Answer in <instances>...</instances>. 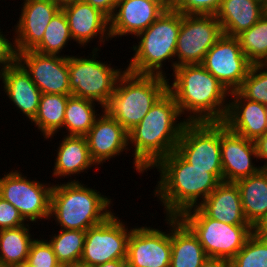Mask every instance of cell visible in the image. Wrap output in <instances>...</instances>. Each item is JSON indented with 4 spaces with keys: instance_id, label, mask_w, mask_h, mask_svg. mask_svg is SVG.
<instances>
[{
    "instance_id": "obj_20",
    "label": "cell",
    "mask_w": 267,
    "mask_h": 267,
    "mask_svg": "<svg viewBox=\"0 0 267 267\" xmlns=\"http://www.w3.org/2000/svg\"><path fill=\"white\" fill-rule=\"evenodd\" d=\"M94 121L85 135L91 159L96 165L103 164L112 157L119 156L129 145L128 132L105 110Z\"/></svg>"
},
{
    "instance_id": "obj_38",
    "label": "cell",
    "mask_w": 267,
    "mask_h": 267,
    "mask_svg": "<svg viewBox=\"0 0 267 267\" xmlns=\"http://www.w3.org/2000/svg\"><path fill=\"white\" fill-rule=\"evenodd\" d=\"M19 211L0 196V230L26 225Z\"/></svg>"
},
{
    "instance_id": "obj_23",
    "label": "cell",
    "mask_w": 267,
    "mask_h": 267,
    "mask_svg": "<svg viewBox=\"0 0 267 267\" xmlns=\"http://www.w3.org/2000/svg\"><path fill=\"white\" fill-rule=\"evenodd\" d=\"M4 92L29 120H33L39 108L41 91L31 80L29 73L16 61L3 71Z\"/></svg>"
},
{
    "instance_id": "obj_39",
    "label": "cell",
    "mask_w": 267,
    "mask_h": 267,
    "mask_svg": "<svg viewBox=\"0 0 267 267\" xmlns=\"http://www.w3.org/2000/svg\"><path fill=\"white\" fill-rule=\"evenodd\" d=\"M2 33L0 29V69L5 71L17 61V52L14 41H9Z\"/></svg>"
},
{
    "instance_id": "obj_14",
    "label": "cell",
    "mask_w": 267,
    "mask_h": 267,
    "mask_svg": "<svg viewBox=\"0 0 267 267\" xmlns=\"http://www.w3.org/2000/svg\"><path fill=\"white\" fill-rule=\"evenodd\" d=\"M17 61L29 73L42 94L71 96L67 55L41 54L27 50L17 52Z\"/></svg>"
},
{
    "instance_id": "obj_37",
    "label": "cell",
    "mask_w": 267,
    "mask_h": 267,
    "mask_svg": "<svg viewBox=\"0 0 267 267\" xmlns=\"http://www.w3.org/2000/svg\"><path fill=\"white\" fill-rule=\"evenodd\" d=\"M27 262L34 267H62L48 240L43 238L32 242Z\"/></svg>"
},
{
    "instance_id": "obj_7",
    "label": "cell",
    "mask_w": 267,
    "mask_h": 267,
    "mask_svg": "<svg viewBox=\"0 0 267 267\" xmlns=\"http://www.w3.org/2000/svg\"><path fill=\"white\" fill-rule=\"evenodd\" d=\"M198 237L207 257L230 261L253 233L250 225H230L207 217L198 207L179 217Z\"/></svg>"
},
{
    "instance_id": "obj_10",
    "label": "cell",
    "mask_w": 267,
    "mask_h": 267,
    "mask_svg": "<svg viewBox=\"0 0 267 267\" xmlns=\"http://www.w3.org/2000/svg\"><path fill=\"white\" fill-rule=\"evenodd\" d=\"M46 185L12 170L0 177V196L10 202L24 220L36 223L38 219H50L53 184Z\"/></svg>"
},
{
    "instance_id": "obj_44",
    "label": "cell",
    "mask_w": 267,
    "mask_h": 267,
    "mask_svg": "<svg viewBox=\"0 0 267 267\" xmlns=\"http://www.w3.org/2000/svg\"><path fill=\"white\" fill-rule=\"evenodd\" d=\"M126 259H117L105 262L104 264L97 265L95 267H125Z\"/></svg>"
},
{
    "instance_id": "obj_27",
    "label": "cell",
    "mask_w": 267,
    "mask_h": 267,
    "mask_svg": "<svg viewBox=\"0 0 267 267\" xmlns=\"http://www.w3.org/2000/svg\"><path fill=\"white\" fill-rule=\"evenodd\" d=\"M235 183L240 192L245 218L253 228L267 213V168Z\"/></svg>"
},
{
    "instance_id": "obj_15",
    "label": "cell",
    "mask_w": 267,
    "mask_h": 267,
    "mask_svg": "<svg viewBox=\"0 0 267 267\" xmlns=\"http://www.w3.org/2000/svg\"><path fill=\"white\" fill-rule=\"evenodd\" d=\"M170 232L141 226L135 227L128 240L126 264L132 267H170L171 217H166Z\"/></svg>"
},
{
    "instance_id": "obj_41",
    "label": "cell",
    "mask_w": 267,
    "mask_h": 267,
    "mask_svg": "<svg viewBox=\"0 0 267 267\" xmlns=\"http://www.w3.org/2000/svg\"><path fill=\"white\" fill-rule=\"evenodd\" d=\"M254 142L258 155L257 159H264L265 164L263 165V167L267 168V132L262 136L258 137Z\"/></svg>"
},
{
    "instance_id": "obj_47",
    "label": "cell",
    "mask_w": 267,
    "mask_h": 267,
    "mask_svg": "<svg viewBox=\"0 0 267 267\" xmlns=\"http://www.w3.org/2000/svg\"><path fill=\"white\" fill-rule=\"evenodd\" d=\"M264 6V12L267 15V0H265V2L263 3Z\"/></svg>"
},
{
    "instance_id": "obj_17",
    "label": "cell",
    "mask_w": 267,
    "mask_h": 267,
    "mask_svg": "<svg viewBox=\"0 0 267 267\" xmlns=\"http://www.w3.org/2000/svg\"><path fill=\"white\" fill-rule=\"evenodd\" d=\"M169 0H119L110 17V35H135L147 29L168 7Z\"/></svg>"
},
{
    "instance_id": "obj_42",
    "label": "cell",
    "mask_w": 267,
    "mask_h": 267,
    "mask_svg": "<svg viewBox=\"0 0 267 267\" xmlns=\"http://www.w3.org/2000/svg\"><path fill=\"white\" fill-rule=\"evenodd\" d=\"M253 232L260 238L267 239V213L265 216L253 227Z\"/></svg>"
},
{
    "instance_id": "obj_30",
    "label": "cell",
    "mask_w": 267,
    "mask_h": 267,
    "mask_svg": "<svg viewBox=\"0 0 267 267\" xmlns=\"http://www.w3.org/2000/svg\"><path fill=\"white\" fill-rule=\"evenodd\" d=\"M96 103L80 97L70 96L64 115L63 128L66 135L85 136L99 116L95 110ZM98 115V116H97Z\"/></svg>"
},
{
    "instance_id": "obj_8",
    "label": "cell",
    "mask_w": 267,
    "mask_h": 267,
    "mask_svg": "<svg viewBox=\"0 0 267 267\" xmlns=\"http://www.w3.org/2000/svg\"><path fill=\"white\" fill-rule=\"evenodd\" d=\"M98 51L99 48H93L92 58L68 55L69 86L72 96L96 101L104 110L125 70L98 61Z\"/></svg>"
},
{
    "instance_id": "obj_11",
    "label": "cell",
    "mask_w": 267,
    "mask_h": 267,
    "mask_svg": "<svg viewBox=\"0 0 267 267\" xmlns=\"http://www.w3.org/2000/svg\"><path fill=\"white\" fill-rule=\"evenodd\" d=\"M113 214L86 231L79 267H95L105 262L127 258L130 230Z\"/></svg>"
},
{
    "instance_id": "obj_18",
    "label": "cell",
    "mask_w": 267,
    "mask_h": 267,
    "mask_svg": "<svg viewBox=\"0 0 267 267\" xmlns=\"http://www.w3.org/2000/svg\"><path fill=\"white\" fill-rule=\"evenodd\" d=\"M23 1L19 21L14 25V38H12L16 52L33 50L41 42L52 17L61 9L58 3L51 0Z\"/></svg>"
},
{
    "instance_id": "obj_26",
    "label": "cell",
    "mask_w": 267,
    "mask_h": 267,
    "mask_svg": "<svg viewBox=\"0 0 267 267\" xmlns=\"http://www.w3.org/2000/svg\"><path fill=\"white\" fill-rule=\"evenodd\" d=\"M63 140L57 148L54 170L52 176L55 178L76 176L97 166L91 159L87 139L85 136L64 135Z\"/></svg>"
},
{
    "instance_id": "obj_9",
    "label": "cell",
    "mask_w": 267,
    "mask_h": 267,
    "mask_svg": "<svg viewBox=\"0 0 267 267\" xmlns=\"http://www.w3.org/2000/svg\"><path fill=\"white\" fill-rule=\"evenodd\" d=\"M175 151L195 168L223 173L220 148V122H188Z\"/></svg>"
},
{
    "instance_id": "obj_13",
    "label": "cell",
    "mask_w": 267,
    "mask_h": 267,
    "mask_svg": "<svg viewBox=\"0 0 267 267\" xmlns=\"http://www.w3.org/2000/svg\"><path fill=\"white\" fill-rule=\"evenodd\" d=\"M201 65L229 92L237 91L252 66L237 37L222 35L208 50Z\"/></svg>"
},
{
    "instance_id": "obj_4",
    "label": "cell",
    "mask_w": 267,
    "mask_h": 267,
    "mask_svg": "<svg viewBox=\"0 0 267 267\" xmlns=\"http://www.w3.org/2000/svg\"><path fill=\"white\" fill-rule=\"evenodd\" d=\"M97 191L77 179L53 185L50 218L54 217L61 229L81 231L102 223L113 214L109 208L112 199Z\"/></svg>"
},
{
    "instance_id": "obj_49",
    "label": "cell",
    "mask_w": 267,
    "mask_h": 267,
    "mask_svg": "<svg viewBox=\"0 0 267 267\" xmlns=\"http://www.w3.org/2000/svg\"><path fill=\"white\" fill-rule=\"evenodd\" d=\"M3 77V71L0 69V80L2 79Z\"/></svg>"
},
{
    "instance_id": "obj_6",
    "label": "cell",
    "mask_w": 267,
    "mask_h": 267,
    "mask_svg": "<svg viewBox=\"0 0 267 267\" xmlns=\"http://www.w3.org/2000/svg\"><path fill=\"white\" fill-rule=\"evenodd\" d=\"M180 27L181 13L169 6L147 29L136 36L140 41L132 47L135 53L125 70L139 75L167 78L162 67L165 60H175L173 58Z\"/></svg>"
},
{
    "instance_id": "obj_32",
    "label": "cell",
    "mask_w": 267,
    "mask_h": 267,
    "mask_svg": "<svg viewBox=\"0 0 267 267\" xmlns=\"http://www.w3.org/2000/svg\"><path fill=\"white\" fill-rule=\"evenodd\" d=\"M242 52L252 64H267V15L237 36Z\"/></svg>"
},
{
    "instance_id": "obj_45",
    "label": "cell",
    "mask_w": 267,
    "mask_h": 267,
    "mask_svg": "<svg viewBox=\"0 0 267 267\" xmlns=\"http://www.w3.org/2000/svg\"><path fill=\"white\" fill-rule=\"evenodd\" d=\"M51 1L56 2V3H58L60 6H62V5H64V4L73 2V1H75V0H51Z\"/></svg>"
},
{
    "instance_id": "obj_24",
    "label": "cell",
    "mask_w": 267,
    "mask_h": 267,
    "mask_svg": "<svg viewBox=\"0 0 267 267\" xmlns=\"http://www.w3.org/2000/svg\"><path fill=\"white\" fill-rule=\"evenodd\" d=\"M265 14L258 0H222L216 13L224 35L237 37L248 30Z\"/></svg>"
},
{
    "instance_id": "obj_48",
    "label": "cell",
    "mask_w": 267,
    "mask_h": 267,
    "mask_svg": "<svg viewBox=\"0 0 267 267\" xmlns=\"http://www.w3.org/2000/svg\"><path fill=\"white\" fill-rule=\"evenodd\" d=\"M0 267H11V266L6 265V264L0 262Z\"/></svg>"
},
{
    "instance_id": "obj_29",
    "label": "cell",
    "mask_w": 267,
    "mask_h": 267,
    "mask_svg": "<svg viewBox=\"0 0 267 267\" xmlns=\"http://www.w3.org/2000/svg\"><path fill=\"white\" fill-rule=\"evenodd\" d=\"M69 97L62 94H41L38 112L31 122H34L45 139L52 138L60 129H63Z\"/></svg>"
},
{
    "instance_id": "obj_36",
    "label": "cell",
    "mask_w": 267,
    "mask_h": 267,
    "mask_svg": "<svg viewBox=\"0 0 267 267\" xmlns=\"http://www.w3.org/2000/svg\"><path fill=\"white\" fill-rule=\"evenodd\" d=\"M170 7L186 15H216L222 0H169Z\"/></svg>"
},
{
    "instance_id": "obj_1",
    "label": "cell",
    "mask_w": 267,
    "mask_h": 267,
    "mask_svg": "<svg viewBox=\"0 0 267 267\" xmlns=\"http://www.w3.org/2000/svg\"><path fill=\"white\" fill-rule=\"evenodd\" d=\"M182 117L173 95L167 90L151 107L147 115L128 132L133 150L134 167L144 173L176 149L186 119ZM179 122V123H178Z\"/></svg>"
},
{
    "instance_id": "obj_35",
    "label": "cell",
    "mask_w": 267,
    "mask_h": 267,
    "mask_svg": "<svg viewBox=\"0 0 267 267\" xmlns=\"http://www.w3.org/2000/svg\"><path fill=\"white\" fill-rule=\"evenodd\" d=\"M238 91L248 100L267 105V64H252Z\"/></svg>"
},
{
    "instance_id": "obj_34",
    "label": "cell",
    "mask_w": 267,
    "mask_h": 267,
    "mask_svg": "<svg viewBox=\"0 0 267 267\" xmlns=\"http://www.w3.org/2000/svg\"><path fill=\"white\" fill-rule=\"evenodd\" d=\"M229 262L230 267H267V239L253 232Z\"/></svg>"
},
{
    "instance_id": "obj_33",
    "label": "cell",
    "mask_w": 267,
    "mask_h": 267,
    "mask_svg": "<svg viewBox=\"0 0 267 267\" xmlns=\"http://www.w3.org/2000/svg\"><path fill=\"white\" fill-rule=\"evenodd\" d=\"M73 40L64 12L60 9L47 25L41 42L33 49L41 54L60 55Z\"/></svg>"
},
{
    "instance_id": "obj_21",
    "label": "cell",
    "mask_w": 267,
    "mask_h": 267,
    "mask_svg": "<svg viewBox=\"0 0 267 267\" xmlns=\"http://www.w3.org/2000/svg\"><path fill=\"white\" fill-rule=\"evenodd\" d=\"M223 123L233 133L255 141L267 132V105L246 99L238 90L230 92ZM233 97V98H232Z\"/></svg>"
},
{
    "instance_id": "obj_19",
    "label": "cell",
    "mask_w": 267,
    "mask_h": 267,
    "mask_svg": "<svg viewBox=\"0 0 267 267\" xmlns=\"http://www.w3.org/2000/svg\"><path fill=\"white\" fill-rule=\"evenodd\" d=\"M64 12L72 39L80 46H86L94 37H98L100 43L111 39L110 18L101 10L82 0L61 6Z\"/></svg>"
},
{
    "instance_id": "obj_46",
    "label": "cell",
    "mask_w": 267,
    "mask_h": 267,
    "mask_svg": "<svg viewBox=\"0 0 267 267\" xmlns=\"http://www.w3.org/2000/svg\"><path fill=\"white\" fill-rule=\"evenodd\" d=\"M18 267H34L32 265H30L27 261L25 263H23L22 265L18 266Z\"/></svg>"
},
{
    "instance_id": "obj_3",
    "label": "cell",
    "mask_w": 267,
    "mask_h": 267,
    "mask_svg": "<svg viewBox=\"0 0 267 267\" xmlns=\"http://www.w3.org/2000/svg\"><path fill=\"white\" fill-rule=\"evenodd\" d=\"M173 73L168 91L181 115L189 114L185 116L188 122L224 121L230 92L209 71L201 64H192L175 67Z\"/></svg>"
},
{
    "instance_id": "obj_16",
    "label": "cell",
    "mask_w": 267,
    "mask_h": 267,
    "mask_svg": "<svg viewBox=\"0 0 267 267\" xmlns=\"http://www.w3.org/2000/svg\"><path fill=\"white\" fill-rule=\"evenodd\" d=\"M220 148L224 182L235 183L264 168L255 167L252 162L258 158L255 142L231 132L223 122H220Z\"/></svg>"
},
{
    "instance_id": "obj_28",
    "label": "cell",
    "mask_w": 267,
    "mask_h": 267,
    "mask_svg": "<svg viewBox=\"0 0 267 267\" xmlns=\"http://www.w3.org/2000/svg\"><path fill=\"white\" fill-rule=\"evenodd\" d=\"M27 223L16 228L0 230V262L11 267H18L25 263L32 242L35 240L29 233Z\"/></svg>"
},
{
    "instance_id": "obj_40",
    "label": "cell",
    "mask_w": 267,
    "mask_h": 267,
    "mask_svg": "<svg viewBox=\"0 0 267 267\" xmlns=\"http://www.w3.org/2000/svg\"><path fill=\"white\" fill-rule=\"evenodd\" d=\"M85 3L91 4L93 7L101 10L109 18L113 15L117 2L119 0H82Z\"/></svg>"
},
{
    "instance_id": "obj_43",
    "label": "cell",
    "mask_w": 267,
    "mask_h": 267,
    "mask_svg": "<svg viewBox=\"0 0 267 267\" xmlns=\"http://www.w3.org/2000/svg\"><path fill=\"white\" fill-rule=\"evenodd\" d=\"M201 267H230V262L225 259L208 257Z\"/></svg>"
},
{
    "instance_id": "obj_5",
    "label": "cell",
    "mask_w": 267,
    "mask_h": 267,
    "mask_svg": "<svg viewBox=\"0 0 267 267\" xmlns=\"http://www.w3.org/2000/svg\"><path fill=\"white\" fill-rule=\"evenodd\" d=\"M168 80L157 75H139L125 70L104 110L129 132L168 90Z\"/></svg>"
},
{
    "instance_id": "obj_22",
    "label": "cell",
    "mask_w": 267,
    "mask_h": 267,
    "mask_svg": "<svg viewBox=\"0 0 267 267\" xmlns=\"http://www.w3.org/2000/svg\"><path fill=\"white\" fill-rule=\"evenodd\" d=\"M209 218L230 225H249L243 212L240 192L234 182L222 181L198 206Z\"/></svg>"
},
{
    "instance_id": "obj_25",
    "label": "cell",
    "mask_w": 267,
    "mask_h": 267,
    "mask_svg": "<svg viewBox=\"0 0 267 267\" xmlns=\"http://www.w3.org/2000/svg\"><path fill=\"white\" fill-rule=\"evenodd\" d=\"M207 258L192 230L179 217H171L170 267H201Z\"/></svg>"
},
{
    "instance_id": "obj_2",
    "label": "cell",
    "mask_w": 267,
    "mask_h": 267,
    "mask_svg": "<svg viewBox=\"0 0 267 267\" xmlns=\"http://www.w3.org/2000/svg\"><path fill=\"white\" fill-rule=\"evenodd\" d=\"M153 168L160 172L154 195L163 203L166 217H180L198 207L223 181V173L195 168L175 150Z\"/></svg>"
},
{
    "instance_id": "obj_31",
    "label": "cell",
    "mask_w": 267,
    "mask_h": 267,
    "mask_svg": "<svg viewBox=\"0 0 267 267\" xmlns=\"http://www.w3.org/2000/svg\"><path fill=\"white\" fill-rule=\"evenodd\" d=\"M86 231L61 229L48 241L62 267H79Z\"/></svg>"
},
{
    "instance_id": "obj_12",
    "label": "cell",
    "mask_w": 267,
    "mask_h": 267,
    "mask_svg": "<svg viewBox=\"0 0 267 267\" xmlns=\"http://www.w3.org/2000/svg\"><path fill=\"white\" fill-rule=\"evenodd\" d=\"M223 35L215 15L181 14L175 59L172 69L182 65L201 64L208 50Z\"/></svg>"
}]
</instances>
